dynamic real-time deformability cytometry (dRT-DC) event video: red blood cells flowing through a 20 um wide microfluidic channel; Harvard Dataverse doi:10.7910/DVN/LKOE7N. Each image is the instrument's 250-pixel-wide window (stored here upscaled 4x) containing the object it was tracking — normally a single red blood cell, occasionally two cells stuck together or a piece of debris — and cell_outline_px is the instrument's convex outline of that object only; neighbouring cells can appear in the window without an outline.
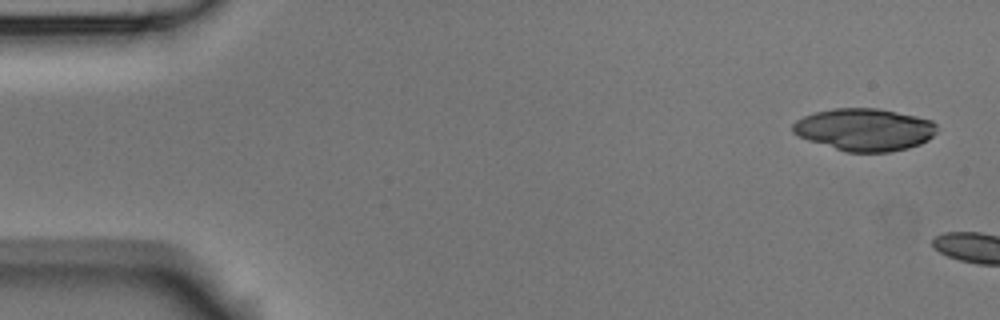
{"species": "Egyptian fruit bat (a non-hibernating species)", "species_latin": "Rousettus aegyptiacus", "temperature_condition": "room temperature", "stored_images_in_passage": 4, "camera_frame_rate_fps": 3000, "um_per_image_px": 0.085, "animal": {"sex": "male"}, "frame": {"image": 1, "passage_image": 1, "time_ms": 0.0, "image_size_px": [1000, 320], "cell_outline_px": [[936, 132], [928, 140], [920, 144], [908, 148], [888, 152], [848, 152], [808, 140], [792, 132], [792, 124], [796, 120], [804, 116], [816, 112], [836, 108], [876, 108], [916, 116], [932, 120], [936, 124]], "centroid_in_image_um": [73.49, 11.01], "position_along_channel_um": 11.5, "area_um2": 35.37}}